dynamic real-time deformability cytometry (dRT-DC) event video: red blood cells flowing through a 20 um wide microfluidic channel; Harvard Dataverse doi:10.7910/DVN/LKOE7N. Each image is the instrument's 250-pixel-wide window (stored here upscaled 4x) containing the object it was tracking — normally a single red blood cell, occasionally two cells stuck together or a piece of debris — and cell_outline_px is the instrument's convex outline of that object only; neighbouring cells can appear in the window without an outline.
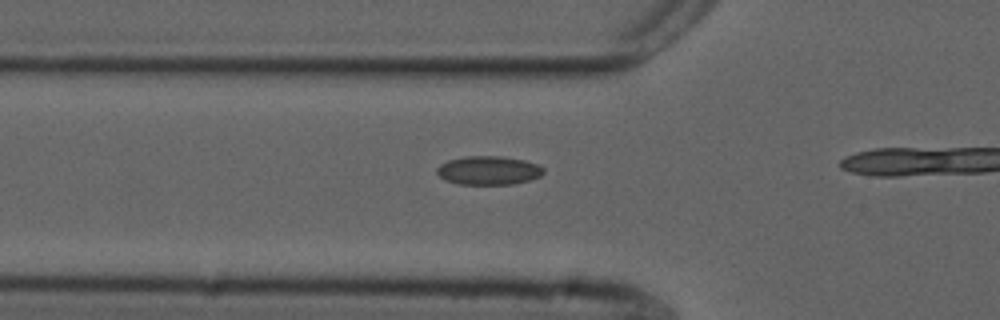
{"species": "common noctule bat (a hibernating species)", "species_latin": "Nyctalus noctula", "temperature_condition": "cold", "stored_images_in_passage": 10, "camera_frame_rate_fps": 3000, "um_per_image_px": 0.085, "animal": {"sex": "male", "forearm_length_mm": 52.5}, "frame": {"image": 1, "passage_image": 5, "time_ms": 1.333, "image_size_px": [1000, 320], "cell_outline_px": [[544, 172], [540, 176], [528, 180], [512, 184], [460, 184], [444, 180], [436, 172], [436, 168], [440, 164], [448, 160], [464, 156], [500, 156], [524, 160], [536, 164], [544, 168]], "centroid_in_image_um": [41.49, 14.48], "position_along_channel_um": 84.3, "area_um2": 17.8}}
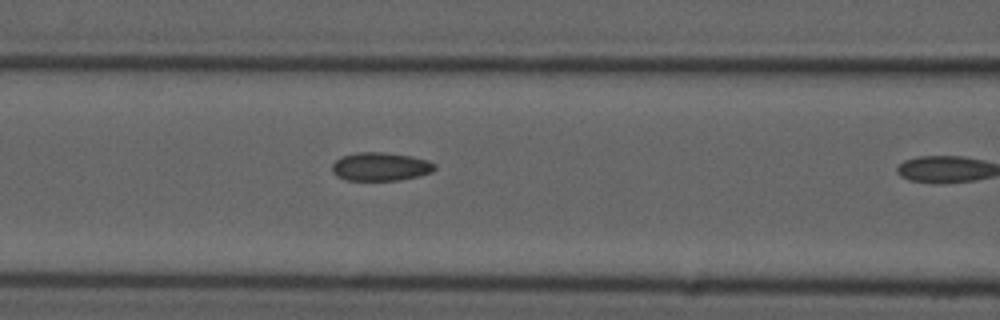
{"frame": {"image": 2, "passage_image": 9, "time_ms": 2.667, "image_size_px": [1000, 320], "cell_outline_px": [[436, 168], [432, 172], [420, 176], [400, 180], [348, 180], [336, 176], [332, 172], [332, 164], [340, 156], [356, 152], [380, 152], [412, 156], [436, 164]], "centroid_in_image_um": [32.32, 14.16], "position_along_channel_um": 134.3, "area_um2": 17.05}}